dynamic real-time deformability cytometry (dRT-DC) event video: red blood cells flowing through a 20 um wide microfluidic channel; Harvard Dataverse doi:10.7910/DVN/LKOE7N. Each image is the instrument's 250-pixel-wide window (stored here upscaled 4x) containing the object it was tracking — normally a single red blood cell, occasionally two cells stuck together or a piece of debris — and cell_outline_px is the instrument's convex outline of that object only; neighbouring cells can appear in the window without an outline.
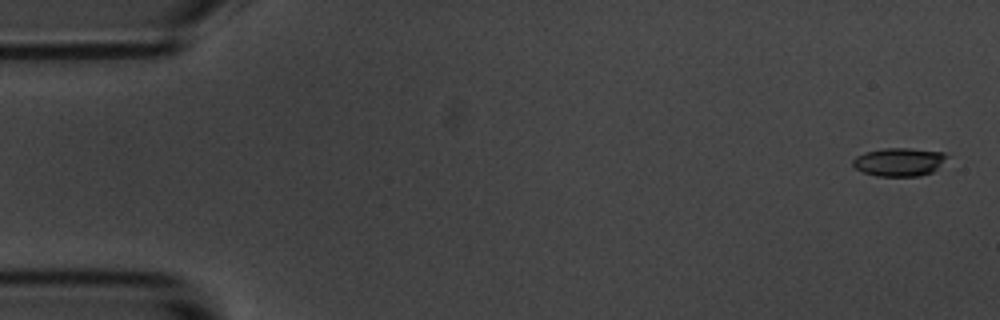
{"species": "common noctule bat (a hibernating species)", "species_latin": "Nyctalus noctula", "temperature_condition": "room temperature", "stored_images_in_passage": 15, "camera_frame_rate_fps": 3000, "um_per_image_px": 0.085, "animal": {"sex": "male", "body_mass_g": 20.1, "forearm_length_mm": 53.5}, "frame": {"image": 1, "passage_image": 1, "time_ms": 0.0, "image_size_px": [1000, 320], "cell_outline_px": [[948, 156], [932, 172], [920, 176], [876, 176], [864, 172], [856, 168], [852, 164], [852, 160], [856, 156], [868, 152], [884, 148], [908, 148], [944, 152]], "centroid_in_image_um": [76.42, 13.76], "position_along_channel_um": 8.6, "area_um2": 15.32}}
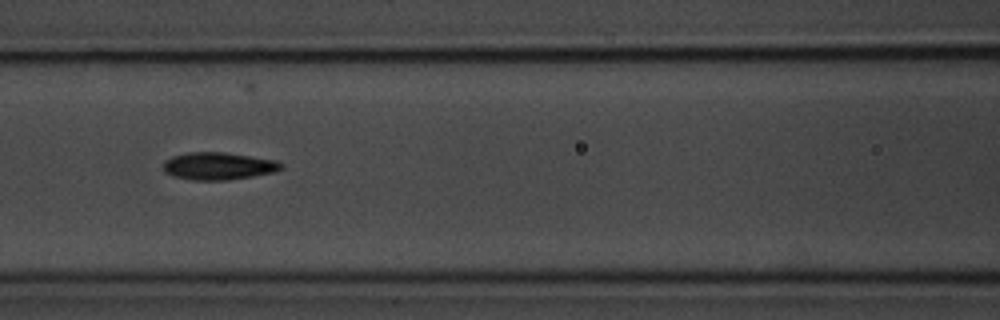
{"frame": {"image": 2, "passage_image": 7, "time_ms": 7.667, "image_size_px": [1000, 320], "cell_outline_px": [[284, 168], [276, 172], [228, 180], [192, 180], [172, 176], [164, 172], [164, 164], [172, 156], [188, 152], [224, 152], [276, 160], [284, 164]], "centroid_in_image_um": [18.6, 14.12], "position_along_channel_um": 148.0, "area_um2": 18.9}}
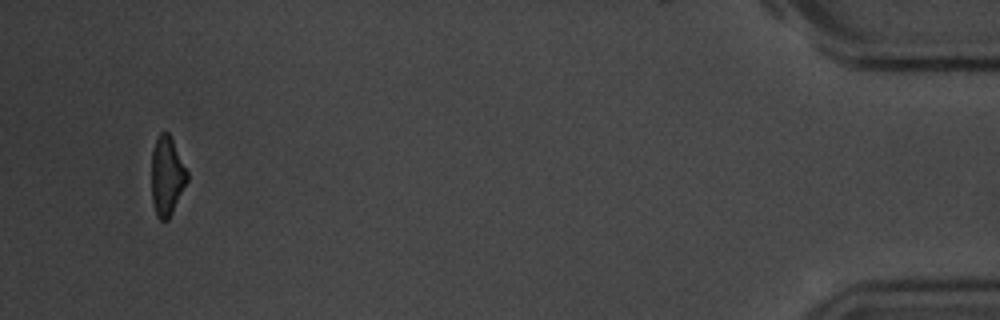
{"frame": {"image": 3, "passage_image": 15, "time_ms": 17.667, "image_size_px": [1000, 320], "cell_outline_px": [[188, 180], [168, 220], [160, 220], [156, 216], [152, 200], [152, 152], [156, 140], [160, 132], [168, 132], [188, 172]], "centroid_in_image_um": [14.18, 14.98], "position_along_channel_um": 421.0, "area_um2": 16.18}, "authors_computed_cell_mechanics": {"area_um2": 17.6868, "velocity_mm_per_s": 3.5194, "shape_relaxation_time_tau1_ms": 2.1712, "shape_relaxation_time_tau2_ms": 1.8973, "deformation_change_tau1": 0.1128, "deformation_change_tau2": 0.0731}}